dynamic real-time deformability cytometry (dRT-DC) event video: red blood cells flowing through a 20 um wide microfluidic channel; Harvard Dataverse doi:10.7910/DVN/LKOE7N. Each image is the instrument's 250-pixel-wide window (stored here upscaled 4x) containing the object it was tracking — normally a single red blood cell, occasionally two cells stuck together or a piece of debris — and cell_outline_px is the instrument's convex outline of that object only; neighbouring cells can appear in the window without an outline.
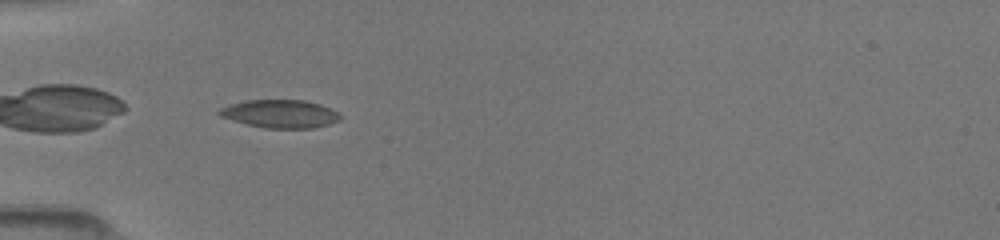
{"species": "common noctule bat (a hibernating species)", "species_latin": "Nyctalus noctula", "temperature_condition": "room temperature", "stored_images_in_passage": 31, "camera_frame_rate_fps": 3000, "um_per_image_px": 0.085, "animal": {"sex": "female", "body_mass_g": 19.5, "forearm_length_mm": 54.1}, "frame": {"image": 1, "passage_image": 1, "time_ms": 0.0, "image_size_px": [1000, 240], "cell_outline_px": [[340, 120], [328, 124], [312, 128], [264, 128], [232, 120], [220, 116], [216, 112], [220, 108], [244, 100], [304, 100], [320, 104], [336, 112], [340, 116]], "centroid_in_image_um": [23.78, 9.67], "position_along_channel_um": 61.2, "area_um2": 19.59}}
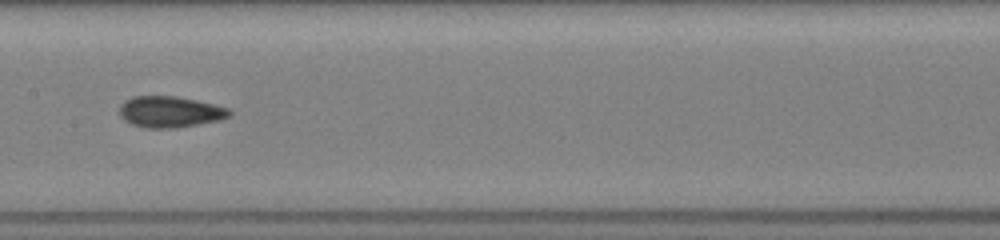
{"frame": {"image": 2, "passage_image": 11, "time_ms": 3.333, "image_size_px": [1000, 240], "cell_outline_px": [[232, 116], [224, 120], [176, 128], [148, 128], [132, 124], [124, 120], [120, 116], [120, 104], [124, 100], [132, 96], [176, 96], [196, 100], [228, 108], [232, 112]], "centroid_in_image_um": [14.48, 9.51], "position_along_channel_um": 192.9, "area_um2": 20.23}}
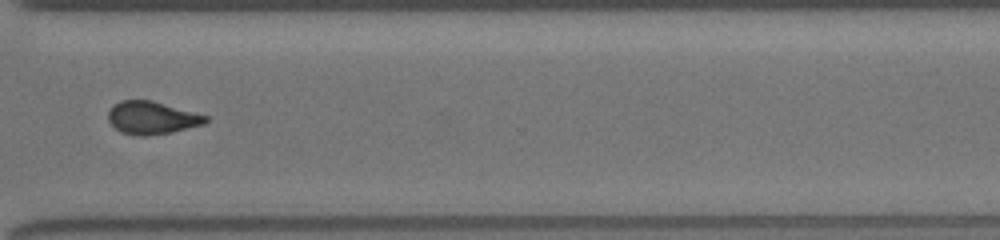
{"frame": {"image": 3, "passage_image": 22, "time_ms": 7.333, "image_size_px": [1000, 240], "cell_outline_px": [[208, 120], [204, 124], [172, 132], [148, 136], [136, 136], [120, 132], [108, 120], [108, 112], [120, 100], [152, 100], [208, 116]], "centroid_in_image_um": [12.91, 10.02], "position_along_channel_um": 357.7, "area_um2": 18.55}}